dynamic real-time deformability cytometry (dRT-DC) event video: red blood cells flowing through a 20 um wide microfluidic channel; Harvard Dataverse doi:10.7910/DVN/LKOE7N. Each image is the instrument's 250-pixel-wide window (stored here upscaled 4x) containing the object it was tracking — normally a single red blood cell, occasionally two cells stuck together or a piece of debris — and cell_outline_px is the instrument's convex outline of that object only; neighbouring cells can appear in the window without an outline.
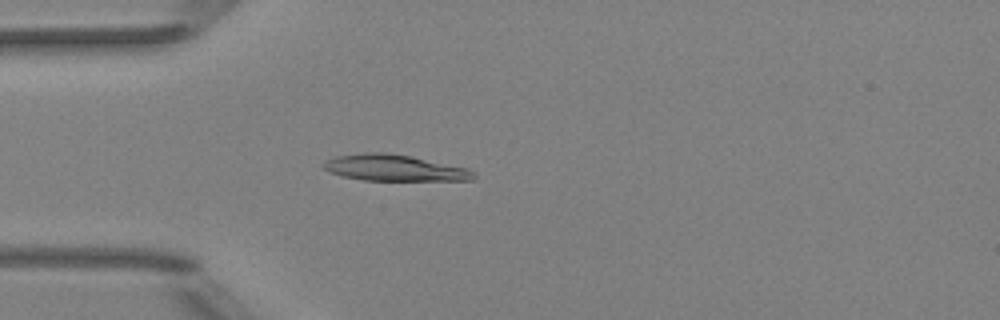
{"species": "Egyptian fruit bat (a non-hibernating species)", "species_latin": "Rousettus aegyptiacus", "temperature_condition": "room temperature", "stored_images_in_passage": 51, "camera_frame_rate_fps": 3000, "um_per_image_px": 0.085, "animal": {"sex": "female"}, "frame": {"image": 1, "passage_image": 14, "time_ms": 4.333, "image_size_px": [1000, 320], "cell_outline_px": [[476, 176], [472, 180], [364, 180], [344, 176], [328, 172], [320, 164], [324, 160], [336, 156], [364, 152], [384, 152], [412, 156], [468, 168]], "centroid_in_image_um": [33.47, 14.26], "position_along_channel_um": 51.5, "area_um2": 23.0}}
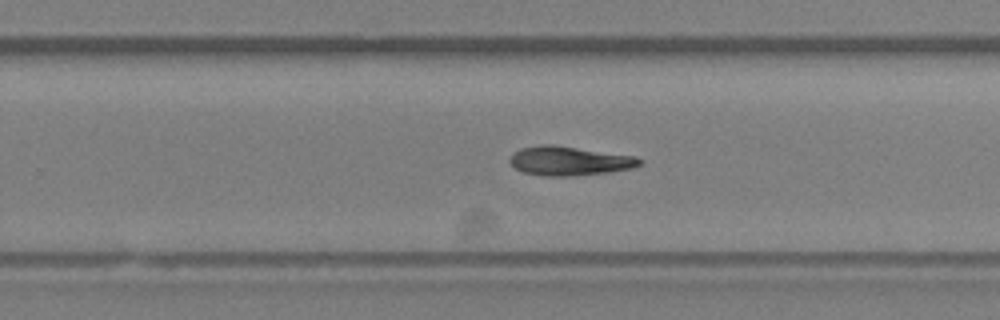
{"frame": {"image": 2, "passage_image": 32, "time_ms": 10.333, "image_size_px": [1000, 320], "cell_outline_px": [[644, 160], [640, 164], [632, 168], [608, 172], [572, 176], [544, 176], [524, 172], [516, 168], [508, 160], [520, 148], [540, 144], [552, 144], [636, 156]], "centroid_in_image_um": [48.41, 13.67], "position_along_channel_um": 281.4, "area_um2": 21.96}}
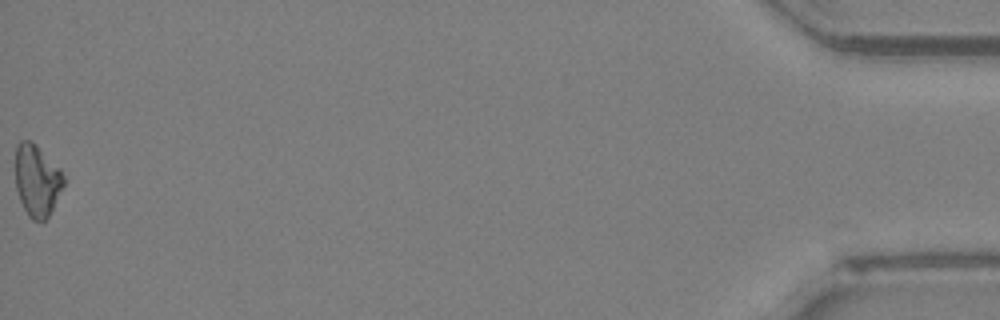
{"frame": {"image": 3, "passage_image": 51, "time_ms": 16.667, "image_size_px": [1000, 320], "cell_outline_px": [[64, 184], [48, 216], [44, 220], [32, 220], [28, 216], [20, 200], [16, 188], [16, 144], [20, 140], [32, 140], [60, 168], [64, 176]], "centroid_in_image_um": [3.13, 15.3], "position_along_channel_um": 432.1, "area_um2": 20.06}}